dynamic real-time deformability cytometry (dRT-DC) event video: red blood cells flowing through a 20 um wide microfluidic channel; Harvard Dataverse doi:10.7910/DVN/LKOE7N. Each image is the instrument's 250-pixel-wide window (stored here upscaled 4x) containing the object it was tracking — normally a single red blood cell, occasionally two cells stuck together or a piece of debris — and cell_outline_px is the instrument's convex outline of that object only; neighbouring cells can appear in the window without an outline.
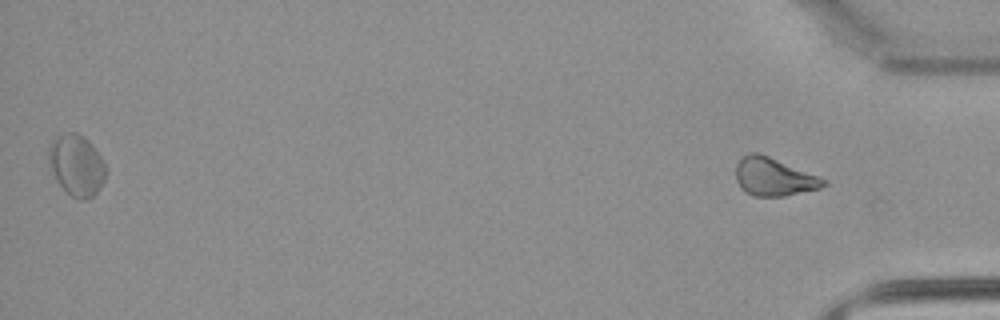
{"species": "common noctule bat (a hibernating species)", "species_latin": "Nyctalus noctula", "temperature_condition": "warm", "stored_images_in_passage": 26, "segment_of_instrument_passage": [2, 2], "camera_frame_rate_fps": 3000, "um_per_image_px": 0.085, "animal": {"sex": "male", "body_mass_g": 21.5, "forearm_length_mm": 52.0}, "frame": {"image": 1, "passage_image": 26, "time_ms": 8.333, "image_size_px": [1000, 320], "cell_outline_px": [[828, 184], [820, 188], [784, 196], [752, 196], [740, 188], [736, 180], [736, 164], [748, 152], [756, 152], [768, 156], [828, 180]], "centroid_in_image_um": [65.76, 15.04], "position_along_channel_um": 369.4, "area_um2": 19.31}}